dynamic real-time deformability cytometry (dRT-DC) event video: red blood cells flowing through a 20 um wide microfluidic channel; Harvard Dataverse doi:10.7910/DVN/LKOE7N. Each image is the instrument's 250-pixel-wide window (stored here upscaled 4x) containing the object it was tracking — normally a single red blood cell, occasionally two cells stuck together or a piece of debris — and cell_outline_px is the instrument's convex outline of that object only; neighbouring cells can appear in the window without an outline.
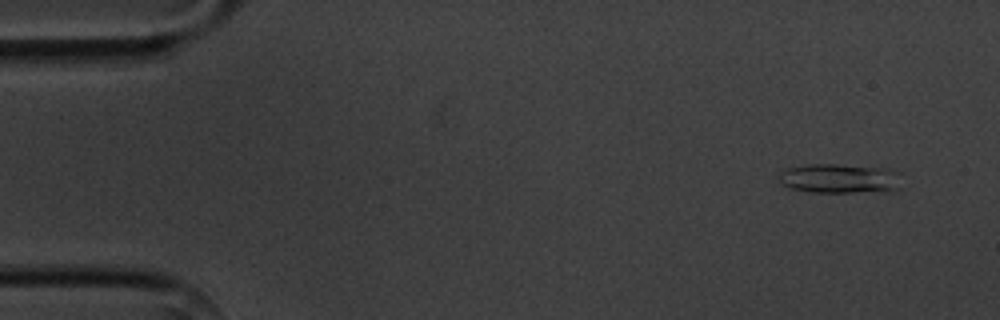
{"species": "common noctule bat (a hibernating species)", "species_latin": "Nyctalus noctula", "temperature_condition": "cold", "stored_images_in_passage": 4, "camera_frame_rate_fps": 3000, "um_per_image_px": 0.085, "animal": {"sex": "male", "body_mass_g": 20.1, "forearm_length_mm": 53.5}, "frame": {"image": 1, "passage_image": 1, "time_ms": 0.0, "image_size_px": [1000, 320], "cell_outline_px": [[896, 188], [852, 192], [812, 192], [788, 188], [776, 176], [780, 172], [788, 168], [812, 164], [840, 164], [888, 168], [896, 172]], "centroid_in_image_um": [71.22, 15.14], "position_along_channel_um": 13.8, "area_um2": 20.4}}